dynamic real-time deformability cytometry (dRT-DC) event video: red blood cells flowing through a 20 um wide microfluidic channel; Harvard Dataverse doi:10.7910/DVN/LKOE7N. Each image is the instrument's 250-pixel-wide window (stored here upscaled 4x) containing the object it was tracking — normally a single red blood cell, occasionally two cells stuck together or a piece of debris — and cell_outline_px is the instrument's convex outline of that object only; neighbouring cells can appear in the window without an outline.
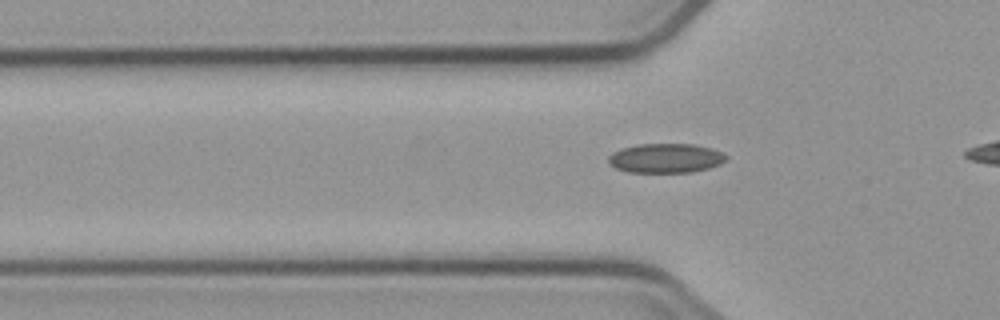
{"species": "common noctule bat (a hibernating species)", "species_latin": "Nyctalus noctula", "temperature_condition": "cold", "stored_images_in_passage": 4, "segment_of_instrument_passage": [2, 2], "camera_frame_rate_fps": 3000, "um_per_image_px": 0.085, "animal": {"sex": "male", "body_mass_g": 23.1, "forearm_length_mm": 52.7}, "frame": {"image": 1, "passage_image": 4, "time_ms": 3.667, "image_size_px": [1000, 320], "cell_outline_px": [[728, 156], [720, 164], [708, 168], [692, 172], [628, 172], [616, 168], [608, 164], [608, 156], [612, 152], [620, 148], [636, 144], [692, 144], [712, 148]], "centroid_in_image_um": [56.53, 13.44], "position_along_channel_um": 69.3, "area_um2": 20.23}}